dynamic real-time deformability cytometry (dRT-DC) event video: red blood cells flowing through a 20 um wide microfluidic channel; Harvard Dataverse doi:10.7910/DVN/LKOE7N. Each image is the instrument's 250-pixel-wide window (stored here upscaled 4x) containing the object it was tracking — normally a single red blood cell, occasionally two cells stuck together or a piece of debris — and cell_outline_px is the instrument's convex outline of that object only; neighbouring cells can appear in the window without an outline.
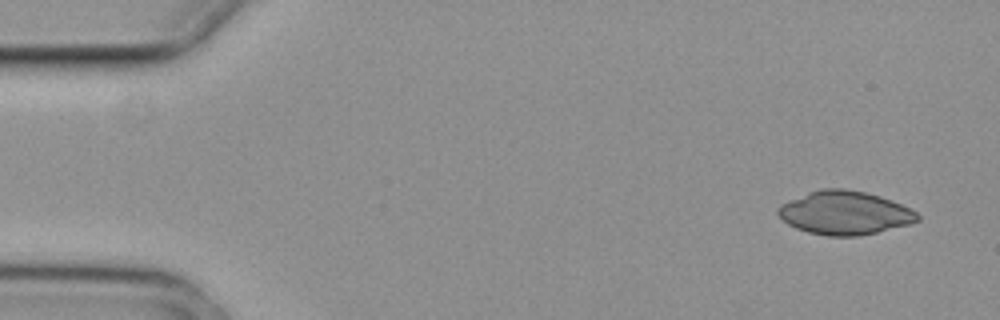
{"species": "common noctule bat (a hibernating species)", "species_latin": "Nyctalus noctula", "temperature_condition": "cold", "stored_images_in_passage": 4, "camera_frame_rate_fps": 3000, "um_per_image_px": 0.085, "animal": {"sex": "female", "body_mass_g": 29.2, "forearm_length_mm": 56.3}, "frame": {"image": 1, "passage_image": 1, "time_ms": 0.0, "image_size_px": [1000, 320], "cell_outline_px": [[920, 220], [908, 224], [860, 236], [828, 236], [808, 232], [796, 228], [788, 224], [776, 212], [776, 208], [780, 204], [808, 192], [820, 188], [844, 188], [864, 192], [880, 196], [892, 200], [916, 212], [920, 216]], "centroid_in_image_um": [71.77, 18.09], "position_along_channel_um": 13.2, "area_um2": 35.26}}